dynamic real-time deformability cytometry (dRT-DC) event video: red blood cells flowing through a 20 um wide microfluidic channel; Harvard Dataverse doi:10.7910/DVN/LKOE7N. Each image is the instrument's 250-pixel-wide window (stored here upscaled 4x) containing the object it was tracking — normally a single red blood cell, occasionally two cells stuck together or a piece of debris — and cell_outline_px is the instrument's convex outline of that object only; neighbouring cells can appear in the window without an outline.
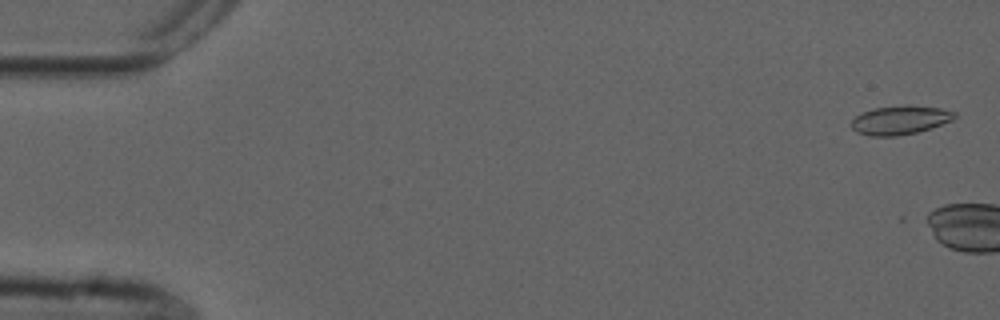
{"species": "common noctule bat (a hibernating species)", "species_latin": "Nyctalus noctula", "temperature_condition": "cold", "stored_images_in_passage": 9, "camera_frame_rate_fps": 3000, "um_per_image_px": 0.085, "animal": {"sex": "male", "forearm_length_mm": 52.5}, "frame": {"image": 1, "passage_image": 2, "time_ms": 0.333, "image_size_px": [1000, 320], "cell_outline_px": [[956, 116], [952, 120], [932, 128], [916, 132], [896, 136], [868, 136], [856, 132], [852, 128], [852, 120], [856, 116], [872, 108], [904, 104], [908, 104], [940, 108], [956, 112]], "centroid_in_image_um": [76.51, 10.19], "position_along_channel_um": 8.5, "area_um2": 17.51}}